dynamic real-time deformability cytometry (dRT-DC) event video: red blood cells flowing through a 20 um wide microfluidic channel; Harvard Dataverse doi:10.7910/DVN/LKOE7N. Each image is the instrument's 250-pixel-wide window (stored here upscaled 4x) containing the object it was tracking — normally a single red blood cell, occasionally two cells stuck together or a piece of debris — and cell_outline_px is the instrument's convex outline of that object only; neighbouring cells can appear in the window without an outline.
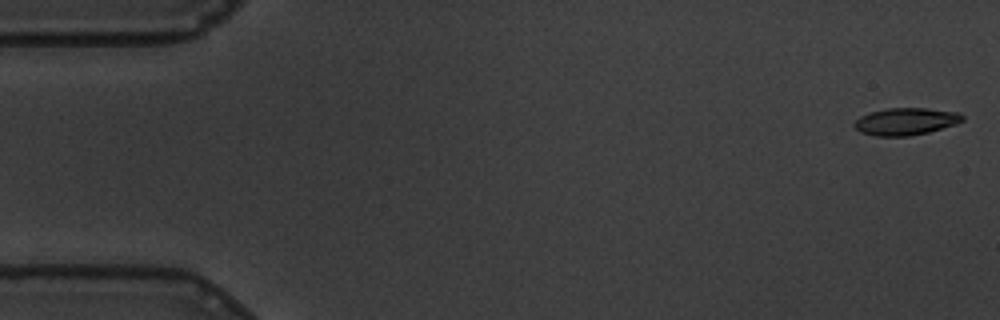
{"species": "common noctule bat (a hibernating species)", "species_latin": "Nyctalus noctula", "temperature_condition": "warm", "stored_images_in_passage": 57, "camera_frame_rate_fps": 3000, "um_per_image_px": 0.085, "animal": {"sex": "male", "body_mass_g": 19.5, "forearm_length_mm": 54.6}, "frame": {"image": 1, "passage_image": 1, "time_ms": 0.0, "image_size_px": [1000, 320], "cell_outline_px": [[964, 120], [956, 124], [928, 132], [908, 136], [876, 136], [860, 132], [852, 124], [860, 116], [872, 112], [888, 108], [928, 108], [960, 112], [964, 116]], "centroid_in_image_um": [77.01, 10.32], "position_along_channel_um": 8.0, "area_um2": 17.17}}
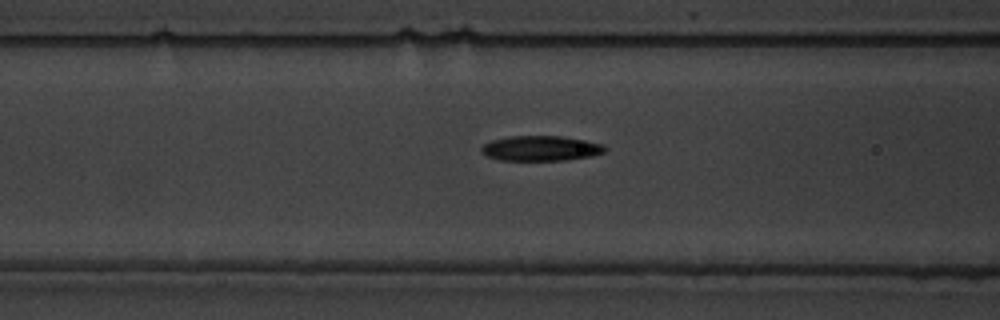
{"frame": {"image": 2, "passage_image": 22, "time_ms": 7.0, "image_size_px": [1000, 320], "cell_outline_px": [[608, 148], [604, 152], [592, 156], [568, 160], [500, 160], [488, 156], [480, 152], [480, 148], [484, 144], [492, 140], [508, 136], [560, 136], [584, 140], [604, 144]], "centroid_in_image_um": [45.98, 12.61], "position_along_channel_um": 120.6, "area_um2": 18.15}}
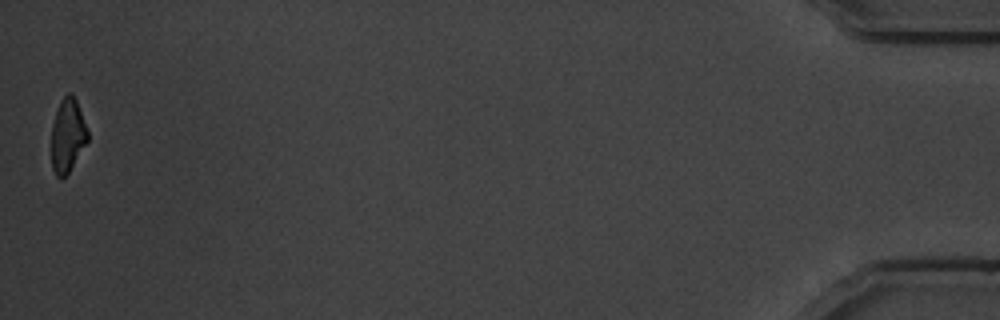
{"frame": {"image": 3, "passage_image": 57, "time_ms": 18.667, "image_size_px": [1000, 320], "cell_outline_px": [[88, 140], [68, 172], [60, 180], [56, 176], [52, 168], [52, 124], [60, 100], [68, 92], [72, 92], [76, 100], [88, 132]], "centroid_in_image_um": [5.73, 11.5], "position_along_channel_um": 429.5, "area_um2": 15.32}, "authors_computed_cell_mechanics": {"area_um2": 17.629, "velocity_mm_per_s": 3.4815, "shape_relaxation_time_tau1_ms": 5.2417, "shape_relaxation_time_tau2_ms": 9.964, "deformation_change_tau1": 0.1644, "deformation_change_tau2": 0.1834}}